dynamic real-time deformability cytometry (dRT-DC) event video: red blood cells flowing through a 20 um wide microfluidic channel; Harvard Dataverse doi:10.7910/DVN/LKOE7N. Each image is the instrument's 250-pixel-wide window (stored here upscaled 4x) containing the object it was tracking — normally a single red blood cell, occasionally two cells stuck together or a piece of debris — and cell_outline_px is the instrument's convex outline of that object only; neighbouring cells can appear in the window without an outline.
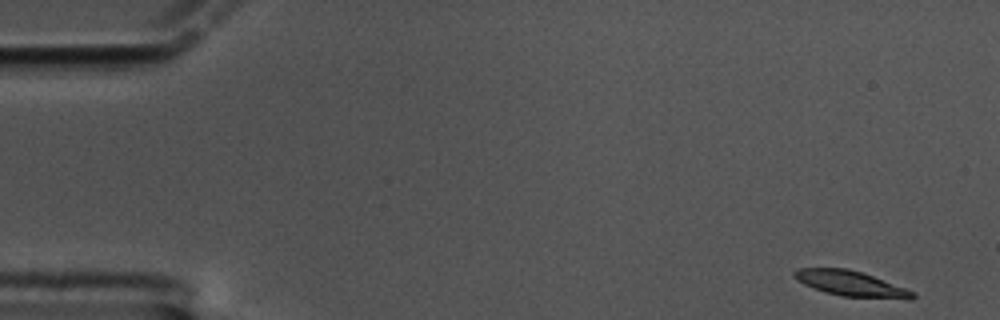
{"species": "common noctule bat (a hibernating species)", "species_latin": "Nyctalus noctula", "temperature_condition": "cold", "stored_images_in_passage": 58, "camera_frame_rate_fps": 3000, "um_per_image_px": 0.085, "animal": {"sex": "male", "body_mass_g": 17.5, "forearm_length_mm": 52.3}, "frame": {"image": 1, "passage_image": 1, "time_ms": 0.0, "image_size_px": [1000, 320], "cell_outline_px": [[916, 296], [912, 300], [908, 300], [840, 296], [824, 292], [804, 284], [796, 280], [792, 276], [792, 272], [796, 268], [848, 268], [872, 276], [916, 292]], "centroid_in_image_um": [72.32, 24.12], "position_along_channel_um": 12.7, "area_um2": 17.69}}
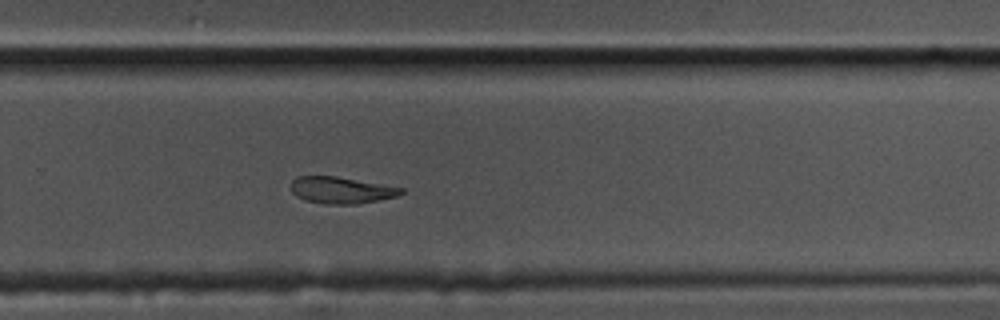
{"frame": {"image": 2, "passage_image": 38, "time_ms": 12.333, "image_size_px": [1000, 320], "cell_outline_px": [[404, 192], [396, 196], [380, 200], [356, 204], [324, 204], [304, 200], [296, 196], [292, 192], [292, 180], [296, 176], [336, 176], [404, 188]], "centroid_in_image_um": [28.99, 16.17], "position_along_channel_um": 300.8, "area_um2": 17.11}}
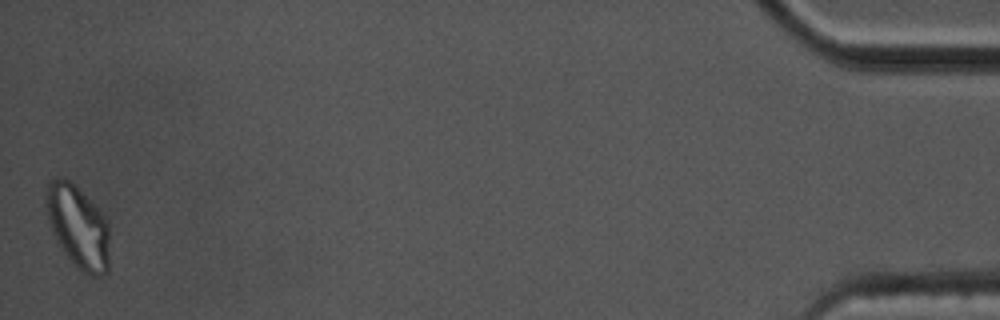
{"frame": {"image": 3, "passage_image": 58, "time_ms": 19.0, "image_size_px": [1000, 320], "cell_outline_px": [[108, 272], [104, 276], [92, 276], [84, 272], [56, 244], [48, 220], [44, 204], [44, 188], [48, 180], [56, 176], [68, 180], [96, 204], [108, 220]], "centroid_in_image_um": [6.59, 19.21], "position_along_channel_um": 428.6, "area_um2": 31.15}}